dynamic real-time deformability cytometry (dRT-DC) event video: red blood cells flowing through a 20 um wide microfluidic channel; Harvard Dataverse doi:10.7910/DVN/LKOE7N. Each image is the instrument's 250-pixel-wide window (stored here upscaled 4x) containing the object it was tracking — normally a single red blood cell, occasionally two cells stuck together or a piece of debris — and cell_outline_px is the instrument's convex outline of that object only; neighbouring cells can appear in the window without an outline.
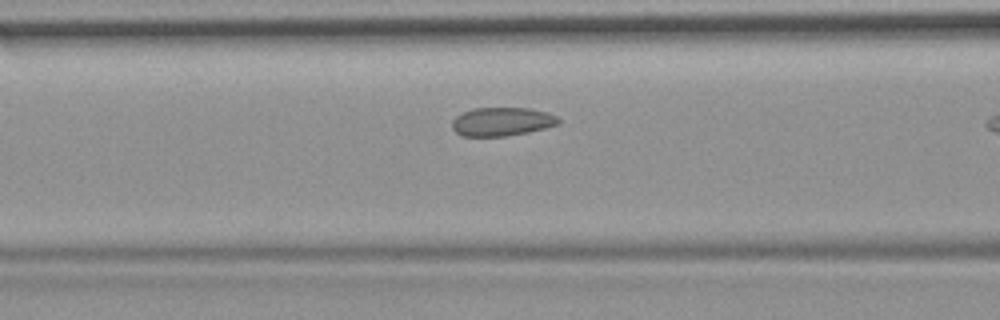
{"species": "common noctule bat (a hibernating species)", "species_latin": "Nyctalus noctula", "temperature_condition": "room temperature", "stored_images_in_passage": 8, "camera_frame_rate_fps": 3000, "um_per_image_px": 0.085, "animal": {"sex": "female", "body_mass_g": 19.9}, "frame": {"image": 1, "passage_image": 7, "time_ms": 2.0, "image_size_px": [1000, 320], "cell_outline_px": [[560, 124], [528, 132], [504, 136], [464, 136], [456, 132], [452, 128], [452, 120], [456, 116], [472, 108], [528, 108], [548, 112], [556, 116], [560, 120]], "centroid_in_image_um": [42.67, 10.33], "position_along_channel_um": 123.9, "area_um2": 17.69}}